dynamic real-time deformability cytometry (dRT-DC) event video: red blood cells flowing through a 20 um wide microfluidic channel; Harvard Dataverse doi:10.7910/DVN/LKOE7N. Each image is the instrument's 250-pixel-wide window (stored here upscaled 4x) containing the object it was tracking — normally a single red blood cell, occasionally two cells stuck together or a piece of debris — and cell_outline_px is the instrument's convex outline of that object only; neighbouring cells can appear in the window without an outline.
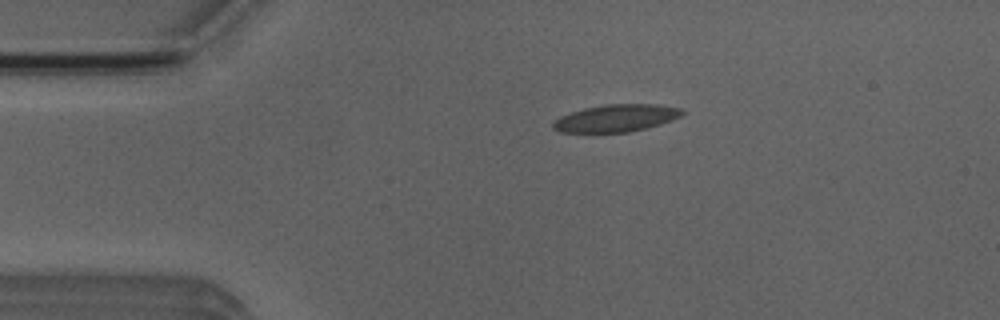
{"species": "Egyptian fruit bat (a non-hibernating species)", "species_latin": "Rousettus aegyptiacus", "temperature_condition": "room temperature", "stored_images_in_passage": 5, "camera_frame_rate_fps": 3000, "um_per_image_px": 0.085, "animal": {"sex": "male"}, "frame": {"image": 1, "passage_image": 5, "time_ms": 4.667, "image_size_px": [1000, 320], "cell_outline_px": [[684, 112], [680, 116], [672, 120], [660, 124], [628, 132], [560, 132], [552, 128], [552, 124], [560, 116], [584, 108], [604, 104], [656, 104], [680, 108]], "centroid_in_image_um": [52.36, 10.03], "position_along_channel_um": 32.6, "area_um2": 20.35}}